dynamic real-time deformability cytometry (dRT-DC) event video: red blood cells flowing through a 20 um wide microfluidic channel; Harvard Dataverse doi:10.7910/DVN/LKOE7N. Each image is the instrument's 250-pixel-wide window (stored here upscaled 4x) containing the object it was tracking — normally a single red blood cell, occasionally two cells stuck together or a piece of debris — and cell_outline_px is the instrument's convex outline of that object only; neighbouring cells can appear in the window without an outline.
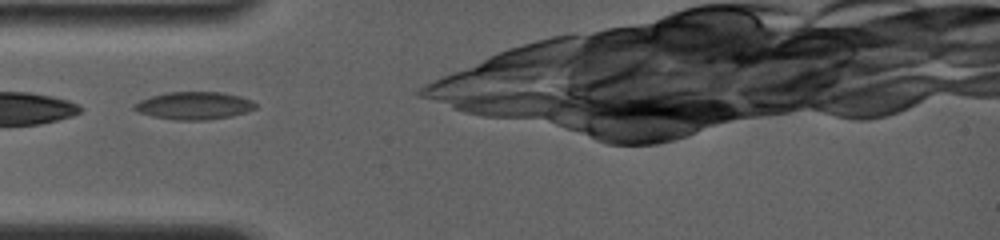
{"species": "common noctule bat (a hibernating species)", "species_latin": "Nyctalus noctula", "temperature_condition": "room temperature", "stored_images_in_passage": 31, "camera_frame_rate_fps": 4000, "um_per_image_px": 0.085, "animal": {"sex": "female", "body_mass_g": 19.0, "forearm_length_mm": 56.7}, "frame": {"image": 1, "passage_image": 1, "time_ms": 0.0, "image_size_px": [1000, 240], "cell_outline_px": [[256, 108], [248, 112], [232, 116], [208, 120], [172, 120], [152, 116], [140, 112], [132, 108], [132, 104], [140, 100], [152, 96], [168, 92], [220, 92], [240, 96], [252, 100], [256, 104]], "centroid_in_image_um": [16.51, 8.98], "position_along_channel_um": 68.5, "area_um2": 19.65}}
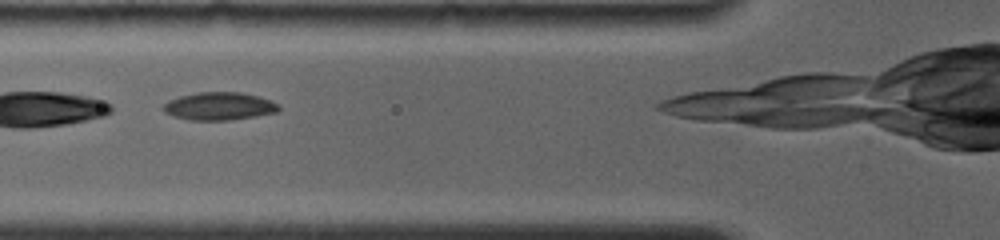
{"frame": {"image": 2, "passage_image": 5, "time_ms": 1.0, "image_size_px": [1000, 240], "cell_outline_px": [[280, 108], [276, 112], [256, 116], [228, 120], [188, 120], [172, 116], [164, 112], [160, 108], [168, 100], [180, 96], [196, 92], [240, 92], [256, 96], [280, 104]], "centroid_in_image_um": [18.57, 9.03], "position_along_channel_um": 107.2, "area_um2": 18.79}}